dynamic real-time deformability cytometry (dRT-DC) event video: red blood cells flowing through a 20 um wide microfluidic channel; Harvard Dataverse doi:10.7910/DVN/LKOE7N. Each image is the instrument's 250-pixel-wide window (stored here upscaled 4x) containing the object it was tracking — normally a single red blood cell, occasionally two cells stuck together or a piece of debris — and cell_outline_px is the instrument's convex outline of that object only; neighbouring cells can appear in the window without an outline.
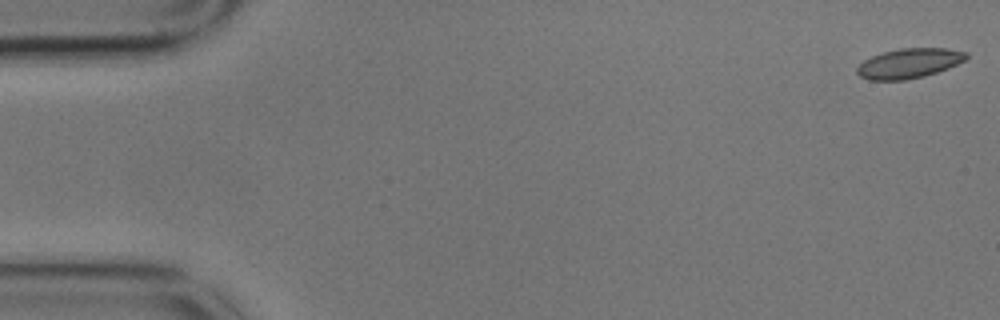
{"species": "common noctule bat (a hibernating species)", "species_latin": "Nyctalus noctula", "temperature_condition": "cold", "stored_images_in_passage": 58, "camera_frame_rate_fps": 3000, "um_per_image_px": 0.085, "animal": {"sex": "male", "body_mass_g": 17.9}, "frame": {"image": 1, "passage_image": 1, "time_ms": 0.0, "image_size_px": [1000, 320], "cell_outline_px": [[968, 56], [964, 60], [948, 68], [924, 76], [904, 80], [868, 80], [860, 76], [856, 72], [856, 68], [864, 60], [872, 56], [884, 52], [900, 48], [948, 48], [968, 52]], "centroid_in_image_um": [77.27, 5.38], "position_along_channel_um": 7.7, "area_um2": 18.9}}
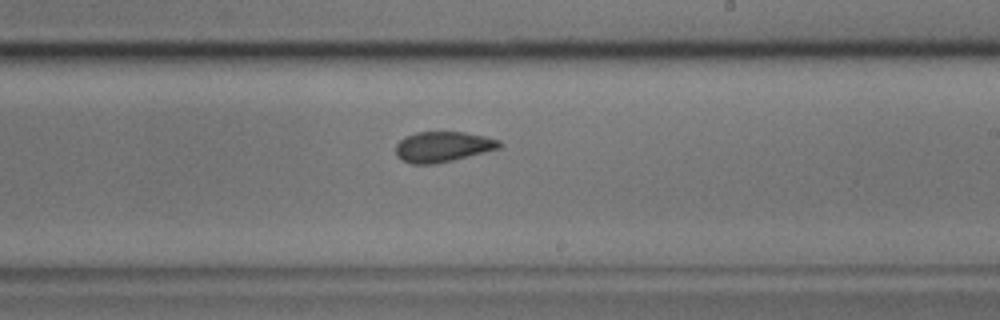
{"frame": {"image": 2, "passage_image": 34, "time_ms": 11.0, "image_size_px": [1000, 320], "cell_outline_px": [[504, 144], [500, 148], [436, 164], [412, 164], [400, 160], [396, 156], [396, 144], [400, 140], [416, 132], [464, 132], [484, 136], [500, 140]], "centroid_in_image_um": [37.63, 12.48], "position_along_channel_um": 251.4, "area_um2": 18.38}}
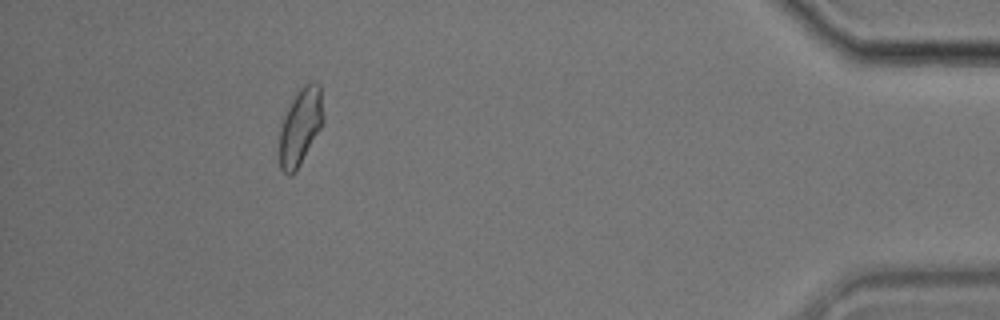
{"frame": {"image": 3, "passage_image": 53, "time_ms": 17.333, "image_size_px": [1000, 320], "cell_outline_px": [[324, 120], [320, 128], [296, 172], [288, 176], [280, 168], [276, 152], [280, 128], [284, 116], [292, 96], [304, 84], [312, 80], [320, 84], [324, 116]], "centroid_in_image_um": [25.49, 10.76], "position_along_channel_um": 409.7, "area_um2": 20.35}, "authors_computed_cell_mechanics": {"area_um2": 19.1607, "velocity_mm_per_s": 3.4093, "shape_relaxation_time_tau1_ms": 3.8535, "shape_relaxation_time_tau2_ms": 2.3214, "deformation_change_tau1": 0.0791, "deformation_change_tau2": 0.0498}}